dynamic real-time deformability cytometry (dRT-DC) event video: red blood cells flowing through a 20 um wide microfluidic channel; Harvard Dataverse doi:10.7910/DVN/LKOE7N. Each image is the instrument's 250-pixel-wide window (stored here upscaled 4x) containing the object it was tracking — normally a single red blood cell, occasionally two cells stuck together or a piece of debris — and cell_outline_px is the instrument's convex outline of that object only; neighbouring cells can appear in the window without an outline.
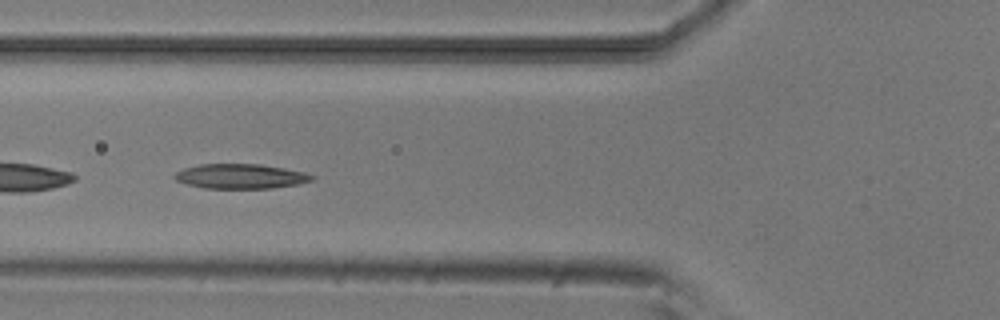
{"species": "common noctule bat (a hibernating species)", "species_latin": "Nyctalus noctula", "temperature_condition": "room temperature", "stored_images_in_passage": 41, "camera_frame_rate_fps": 3000, "um_per_image_px": 0.085, "animal": {"sex": "male", "body_mass_g": 20.5, "forearm_length_mm": 52.5}, "frame": {"image": 1, "passage_image": 12, "time_ms": 3.667, "image_size_px": [1000, 320], "cell_outline_px": [[316, 176], [312, 180], [296, 184], [272, 188], [204, 188], [188, 184], [176, 180], [172, 176], [176, 172], [184, 168], [200, 164], [260, 164], [284, 168], [304, 172]], "centroid_in_image_um": [20.43, 14.98], "position_along_channel_um": 105.4, "area_um2": 19.65}, "authors_computed_cell_mechanics": {"area_um2": 19.4208, "velocity_mm_per_s": 3.7837, "shape_relaxation_time_tau1_ms": 6.8211, "shape_relaxation_time_tau2_ms": 4.9297, "deformation_change_tau1": 0.18, "deformation_change_tau2": 0.1326}}